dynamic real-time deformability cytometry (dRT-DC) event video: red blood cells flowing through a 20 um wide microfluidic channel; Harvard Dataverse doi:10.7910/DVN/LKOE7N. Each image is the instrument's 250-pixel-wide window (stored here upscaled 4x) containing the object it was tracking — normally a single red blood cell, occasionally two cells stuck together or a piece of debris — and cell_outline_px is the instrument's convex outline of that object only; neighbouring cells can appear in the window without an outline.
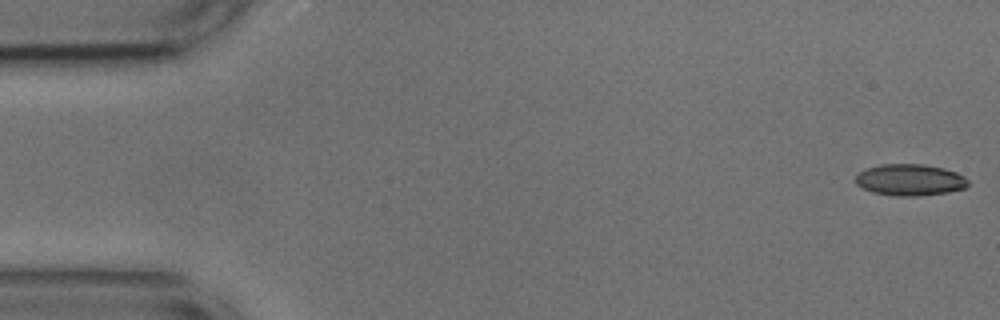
{"species": "common noctule bat (a hibernating species)", "species_latin": "Nyctalus noctula", "temperature_condition": "cold", "stored_images_in_passage": 14, "camera_frame_rate_fps": 3000, "um_per_image_px": 0.085, "animal": {"sex": "male", "body_mass_g": 17.9, "forearm_length_mm": 54.2}, "frame": {"image": 1, "passage_image": 1, "time_ms": 0.0, "image_size_px": [1000, 320], "cell_outline_px": [[968, 184], [964, 188], [948, 192], [916, 196], [896, 196], [872, 192], [856, 184], [852, 180], [856, 172], [880, 164], [924, 164], [944, 168], [956, 172], [964, 176], [968, 180]], "centroid_in_image_um": [77.29, 15.28], "position_along_channel_um": 7.7, "area_um2": 20.87}}
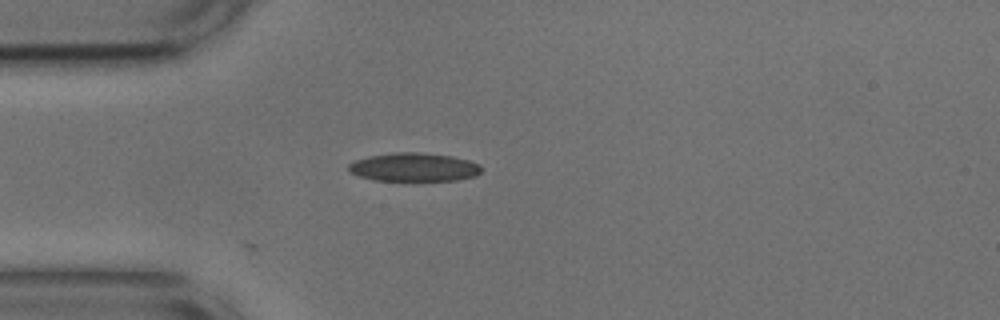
{"frame": {"image": 2, "passage_image": 14, "time_ms": 4.333, "image_size_px": [1000, 320], "cell_outline_px": [[484, 168], [476, 176], [456, 180], [416, 184], [404, 184], [372, 180], [360, 176], [352, 172], [348, 168], [348, 164], [356, 160], [368, 156], [396, 152], [416, 152], [452, 156], [468, 160], [480, 164]], "centroid_in_image_um": [35.21, 14.28], "position_along_channel_um": 49.8, "area_um2": 23.35}}